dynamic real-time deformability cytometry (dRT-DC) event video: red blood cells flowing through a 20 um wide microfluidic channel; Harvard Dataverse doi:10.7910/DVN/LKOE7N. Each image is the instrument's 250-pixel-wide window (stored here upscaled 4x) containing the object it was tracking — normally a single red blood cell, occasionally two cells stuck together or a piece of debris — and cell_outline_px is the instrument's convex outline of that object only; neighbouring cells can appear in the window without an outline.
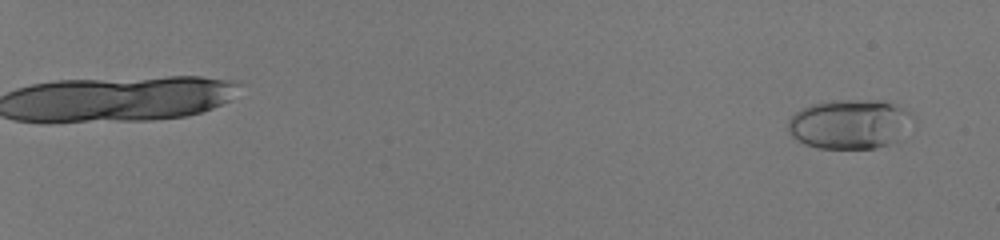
{"species": "human", "species_latin": "Homo sapiens", "temperature_condition": "room temperature", "stored_images_in_passage": 58, "camera_frame_rate_fps": 3000, "um_per_image_px": 0.085, "donor": {"sex": "male"}, "frame": {"image": 1, "passage_image": 3, "time_ms": 0.667, "image_size_px": [1000, 240], "cell_outline_px": [[916, 116], [900, 140], [876, 148], [816, 148], [804, 144], [796, 140], [788, 132], [788, 120], [796, 112], [812, 104], [832, 100], [884, 100]], "centroid_in_image_um": [72.23, 10.55], "position_along_channel_um": 12.8, "area_um2": 36.18}}
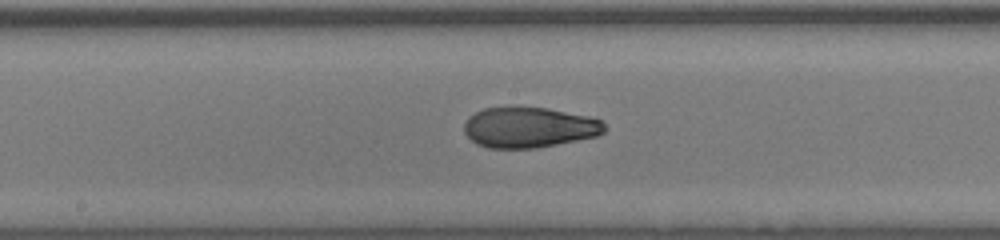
{"frame": {"image": 2, "passage_image": 37, "time_ms": 12.0, "image_size_px": [1000, 240], "cell_outline_px": [[608, 128], [604, 132], [596, 136], [536, 148], [488, 148], [476, 144], [464, 132], [464, 124], [468, 116], [484, 108], [516, 104], [548, 108], [588, 116], [600, 120]], "centroid_in_image_um": [44.94, 10.79], "position_along_channel_um": 203.3, "area_um2": 33.81}}
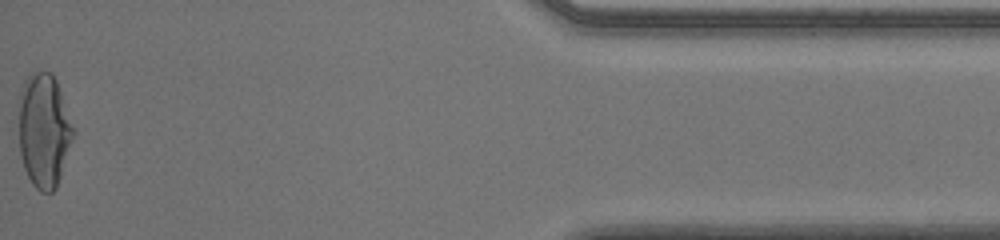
{"frame": {"image": 3, "passage_image": 58, "time_ms": 19.0, "image_size_px": [1000, 240], "cell_outline_px": [[72, 136], [60, 176], [56, 188], [52, 192], [40, 192], [32, 184], [24, 168], [20, 156], [20, 92], [24, 80], [32, 72], [52, 72], [56, 80], [72, 128]], "centroid_in_image_um": [3.69, 11.1], "position_along_channel_um": 431.5, "area_um2": 35.14}, "authors_computed_cell_mechanics": {"area_um2": 33.6974, "velocity_mm_per_s": 4.0506, "shape_relaxation_time_tau1_ms": 7.295, "shape_relaxation_time_tau2_ms": 1.0417, "deformation_change_tau1": 0.3006, "deformation_change_tau2": 0.0634}}